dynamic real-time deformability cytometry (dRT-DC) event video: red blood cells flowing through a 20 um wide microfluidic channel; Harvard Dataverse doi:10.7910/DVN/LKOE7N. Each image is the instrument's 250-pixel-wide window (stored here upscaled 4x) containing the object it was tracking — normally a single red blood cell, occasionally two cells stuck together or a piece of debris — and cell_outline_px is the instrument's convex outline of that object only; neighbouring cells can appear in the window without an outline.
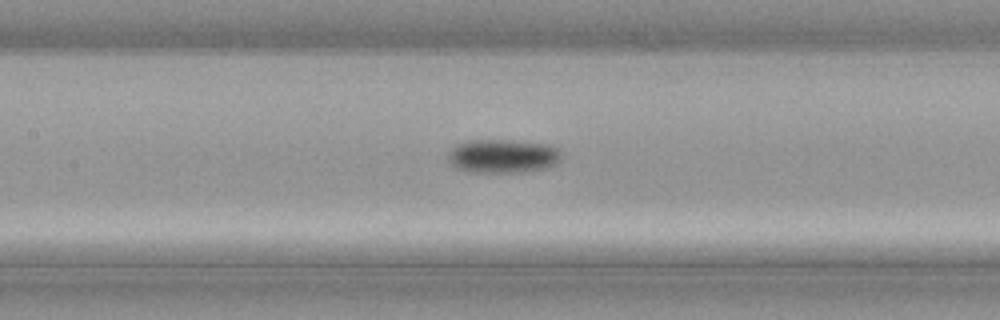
{"species": "common noctule bat (a hibernating species)", "species_latin": "Nyctalus noctula", "temperature_condition": "cold", "stored_images_in_passage": 13, "camera_frame_rate_fps": 3000, "um_per_image_px": 0.085, "animal": {"sex": "male", "body_mass_g": 21.5, "forearm_length_mm": 52.0}, "frame": {"image": 1, "passage_image": 11, "time_ms": 3.333, "image_size_px": [1000, 320], "cell_outline_px": [[564, 156], [556, 164], [548, 168], [524, 172], [472, 172], [456, 168], [448, 160], [448, 152], [456, 144], [468, 140], [516, 140], [552, 144], [560, 148]], "centroid_in_image_um": [42.82, 13.25], "position_along_channel_um": 164.6, "area_um2": 22.89}}